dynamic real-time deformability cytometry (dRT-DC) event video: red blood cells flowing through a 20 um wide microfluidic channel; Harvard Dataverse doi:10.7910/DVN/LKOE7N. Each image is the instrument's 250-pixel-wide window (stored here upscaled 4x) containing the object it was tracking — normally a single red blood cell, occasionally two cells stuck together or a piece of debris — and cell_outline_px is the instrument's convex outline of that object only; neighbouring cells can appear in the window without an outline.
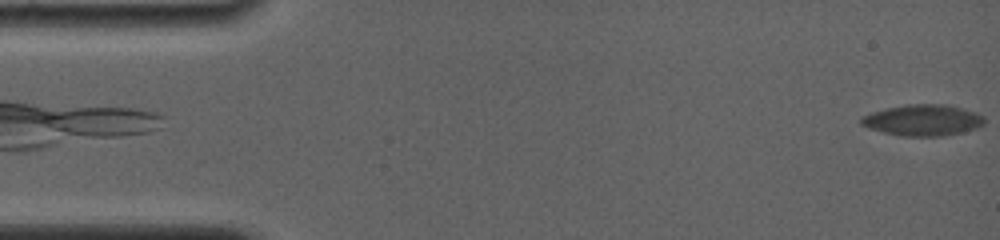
{"species": "common noctule bat (a hibernating species)", "species_latin": "Nyctalus noctula", "temperature_condition": "room temperature", "stored_images_in_passage": 51, "camera_frame_rate_fps": 4000, "um_per_image_px": 0.085, "animal": {"sex": "female", "body_mass_g": 19.0, "forearm_length_mm": 56.7}, "frame": {"image": 1, "passage_image": 1, "time_ms": 0.0, "image_size_px": [1000, 240], "cell_outline_px": [[984, 124], [976, 128], [944, 136], [900, 136], [868, 128], [860, 124], [860, 116], [872, 112], [904, 104], [944, 104], [976, 112], [984, 116]], "centroid_in_image_um": [78.41, 10.21], "position_along_channel_um": 6.6, "area_um2": 22.37}}
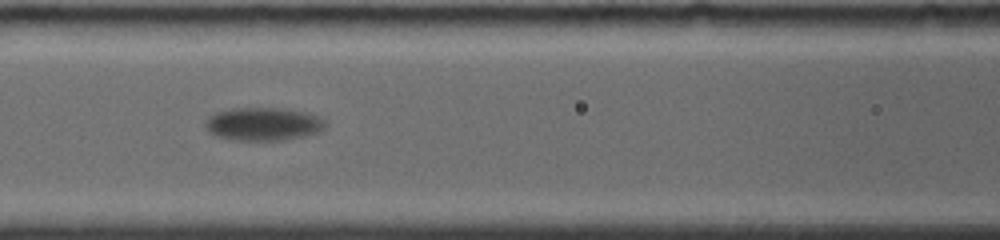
{"frame": {"image": 2, "passage_image": 22, "time_ms": 7.75, "image_size_px": [1000, 240], "cell_outline_px": [[328, 124], [320, 132], [304, 136], [284, 140], [232, 140], [216, 136], [204, 124], [204, 120], [208, 116], [216, 112], [232, 108], [280, 108], [308, 112], [320, 116]], "centroid_in_image_um": [22.41, 10.53], "position_along_channel_um": 144.2, "area_um2": 23.41}}
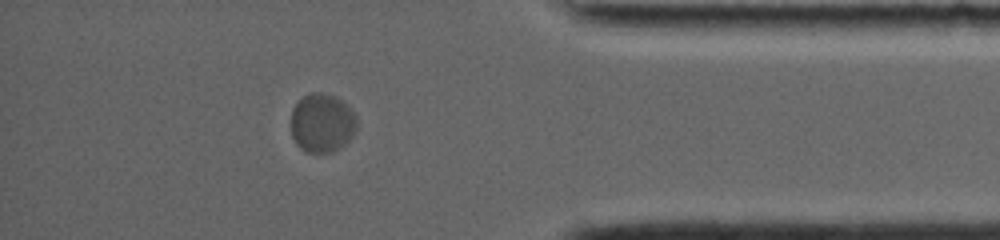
{"frame": {"image": 3, "passage_image": 44, "time_ms": 15.75, "image_size_px": [1000, 240], "cell_outline_px": [[356, 132], [340, 148], [332, 152], [308, 152], [300, 148], [296, 144], [292, 136], [292, 108], [304, 96], [312, 92], [320, 92], [336, 96], [348, 104], [352, 108], [356, 116]], "centroid_in_image_um": [27.4, 10.44], "position_along_channel_um": 407.8, "area_um2": 22.72}, "authors_computed_cell_mechanics": {"area_um2": 22.6576, "velocity_mm_per_s": 3.4754, "shape_relaxation_time_tau1_ms": 2.4328, "shape_relaxation_time_tau2_ms": null, "deformation_change_tau1": 0.0888, "deformation_change_tau2": null}}